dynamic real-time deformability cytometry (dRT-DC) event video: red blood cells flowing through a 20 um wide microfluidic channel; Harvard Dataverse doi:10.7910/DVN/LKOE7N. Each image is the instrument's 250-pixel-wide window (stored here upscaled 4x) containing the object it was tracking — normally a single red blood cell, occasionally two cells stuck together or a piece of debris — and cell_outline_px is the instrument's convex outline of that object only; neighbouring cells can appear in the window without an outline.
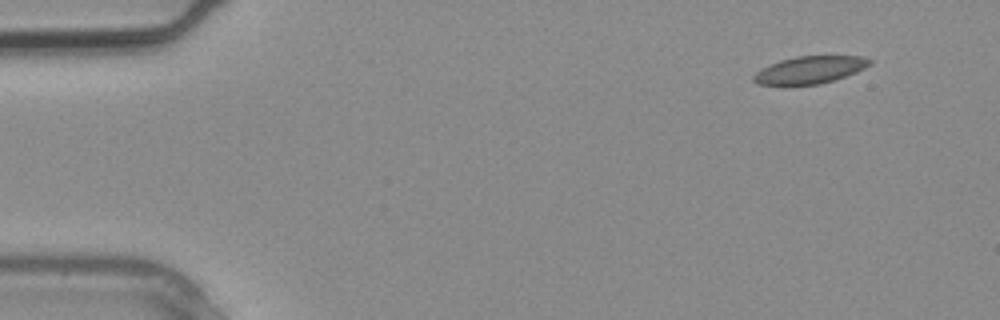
{"species": "common noctule bat (a hibernating species)", "species_latin": "Nyctalus noctula", "temperature_condition": "warm", "stored_images_in_passage": 3, "camera_frame_rate_fps": 3000, "um_per_image_px": 0.085, "animal": {"sex": "male", "body_mass_g": 20.4}, "frame": {"image": 1, "passage_image": 1, "time_ms": 0.0, "image_size_px": [1000, 320], "cell_outline_px": [[872, 64], [856, 72], [820, 84], [788, 88], [784, 88], [756, 84], [752, 80], [752, 76], [760, 68], [780, 60], [796, 56], [864, 56], [872, 60]], "centroid_in_image_um": [68.73, 5.99], "position_along_channel_um": 16.3, "area_um2": 19.36}}
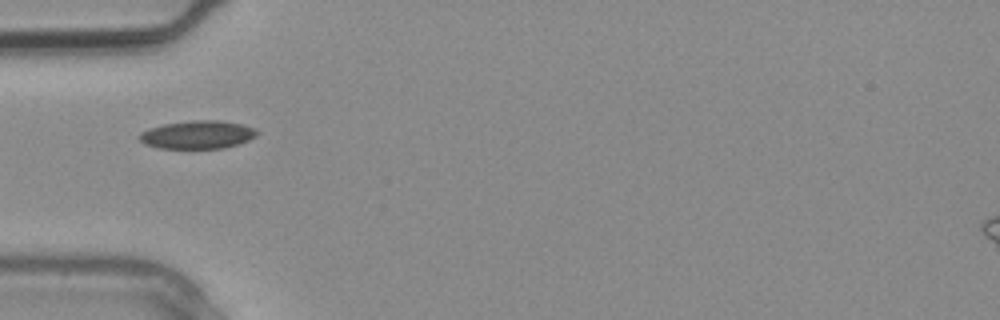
{"frame": {"image": 2, "passage_image": 3, "time_ms": 0.667, "image_size_px": [1000, 320], "cell_outline_px": [[260, 132], [256, 136], [248, 140], [224, 148], [160, 148], [144, 144], [136, 136], [140, 132], [148, 128], [164, 124], [192, 120], [220, 120], [240, 124], [256, 128]], "centroid_in_image_um": [16.77, 11.44], "position_along_channel_um": 68.2, "area_um2": 19.36}}